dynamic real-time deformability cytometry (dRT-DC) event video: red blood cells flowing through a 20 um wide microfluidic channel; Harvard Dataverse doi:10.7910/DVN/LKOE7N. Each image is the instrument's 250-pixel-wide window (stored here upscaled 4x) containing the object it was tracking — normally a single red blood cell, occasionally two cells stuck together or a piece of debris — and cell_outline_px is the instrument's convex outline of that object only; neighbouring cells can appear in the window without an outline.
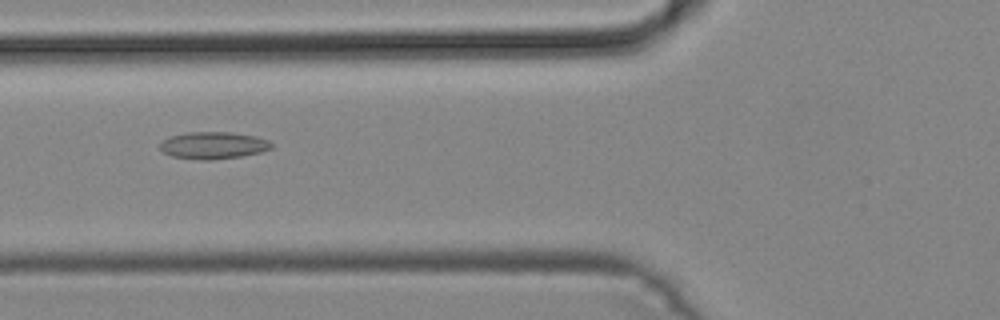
{"species": "common noctule bat (a hibernating species)", "species_latin": "Nyctalus noctula", "temperature_condition": "cold", "stored_images_in_passage": 30, "segment_of_instrument_passage": [1, 2], "camera_frame_rate_fps": 3000, "um_per_image_px": 0.085, "animal": {"sex": "male", "body_mass_g": 19.2, "forearm_length_mm": 51.8}, "frame": {"image": 1, "passage_image": 8, "time_ms": 2.333, "image_size_px": [1000, 320], "cell_outline_px": [[272, 148], [260, 152], [240, 156], [212, 160], [200, 160], [172, 156], [164, 152], [160, 148], [160, 144], [164, 140], [172, 136], [188, 132], [232, 132], [256, 136], [268, 140], [272, 144]], "centroid_in_image_um": [18.15, 12.35], "position_along_channel_um": 107.7, "area_um2": 17.46}}
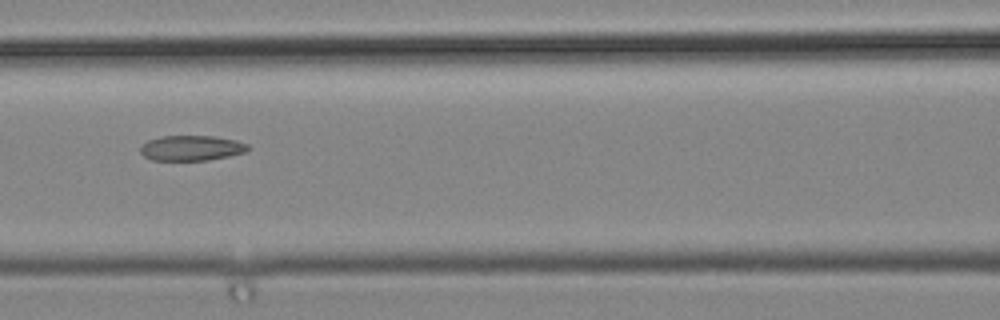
{"frame": {"image": 2, "passage_image": 11, "time_ms": 3.333, "image_size_px": [1000, 320], "cell_outline_px": [[252, 148], [248, 152], [208, 160], [152, 160], [144, 156], [140, 152], [140, 148], [148, 140], [164, 136], [216, 136], [236, 140], [248, 144]], "centroid_in_image_um": [16.34, 12.58], "position_along_channel_um": 150.3, "area_um2": 15.9}}
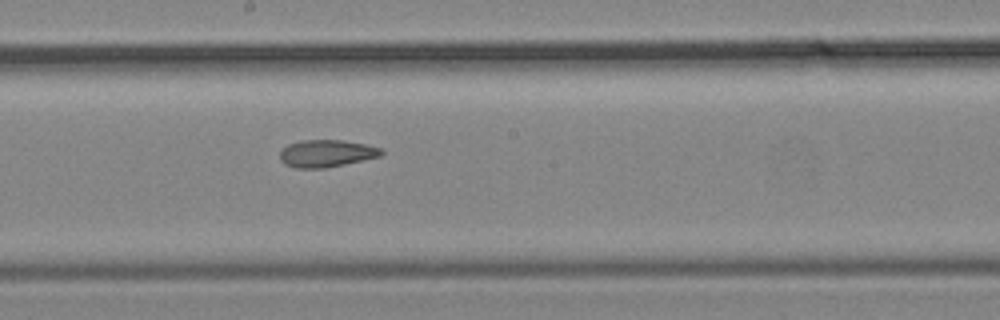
{"frame": {"image": 3, "passage_image": 16, "time_ms": 5.0, "image_size_px": [1000, 320], "cell_outline_px": [[384, 152], [380, 156], [344, 164], [324, 168], [296, 168], [284, 164], [280, 160], [280, 152], [288, 144], [300, 140], [344, 140], [364, 144], [380, 148]], "centroid_in_image_um": [27.72, 13.04], "position_along_channel_um": 220.5, "area_um2": 16.01}}